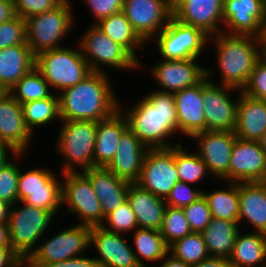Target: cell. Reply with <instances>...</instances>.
I'll return each instance as SVG.
<instances>
[{
  "label": "cell",
  "instance_id": "1",
  "mask_svg": "<svg viewBox=\"0 0 266 267\" xmlns=\"http://www.w3.org/2000/svg\"><path fill=\"white\" fill-rule=\"evenodd\" d=\"M118 110L125 117L127 128L149 149L171 148L168 139L178 133L177 114L173 93L153 90L135 105Z\"/></svg>",
  "mask_w": 266,
  "mask_h": 267
},
{
  "label": "cell",
  "instance_id": "2",
  "mask_svg": "<svg viewBox=\"0 0 266 267\" xmlns=\"http://www.w3.org/2000/svg\"><path fill=\"white\" fill-rule=\"evenodd\" d=\"M104 72L92 71L75 86L61 93L58 91L61 120L99 122L118 110L120 100L114 94L107 72Z\"/></svg>",
  "mask_w": 266,
  "mask_h": 267
},
{
  "label": "cell",
  "instance_id": "3",
  "mask_svg": "<svg viewBox=\"0 0 266 267\" xmlns=\"http://www.w3.org/2000/svg\"><path fill=\"white\" fill-rule=\"evenodd\" d=\"M210 41L217 48V68L222 80L219 83L243 90L262 57V37L221 32L211 36Z\"/></svg>",
  "mask_w": 266,
  "mask_h": 267
},
{
  "label": "cell",
  "instance_id": "4",
  "mask_svg": "<svg viewBox=\"0 0 266 267\" xmlns=\"http://www.w3.org/2000/svg\"><path fill=\"white\" fill-rule=\"evenodd\" d=\"M61 123L55 146L63 159L61 174L78 172V168L83 172L94 167L97 122L61 120Z\"/></svg>",
  "mask_w": 266,
  "mask_h": 267
},
{
  "label": "cell",
  "instance_id": "5",
  "mask_svg": "<svg viewBox=\"0 0 266 267\" xmlns=\"http://www.w3.org/2000/svg\"><path fill=\"white\" fill-rule=\"evenodd\" d=\"M66 48L43 51L35 56V68L44 80L61 92L87 77L92 71L84 59L80 48Z\"/></svg>",
  "mask_w": 266,
  "mask_h": 267
},
{
  "label": "cell",
  "instance_id": "6",
  "mask_svg": "<svg viewBox=\"0 0 266 267\" xmlns=\"http://www.w3.org/2000/svg\"><path fill=\"white\" fill-rule=\"evenodd\" d=\"M55 217L50 211L22 202L11 205L8 221L11 248L25 261Z\"/></svg>",
  "mask_w": 266,
  "mask_h": 267
},
{
  "label": "cell",
  "instance_id": "7",
  "mask_svg": "<svg viewBox=\"0 0 266 267\" xmlns=\"http://www.w3.org/2000/svg\"><path fill=\"white\" fill-rule=\"evenodd\" d=\"M70 4V0H65L56 9L25 19L26 43L35 56L62 47L60 42L74 29L73 7Z\"/></svg>",
  "mask_w": 266,
  "mask_h": 267
},
{
  "label": "cell",
  "instance_id": "8",
  "mask_svg": "<svg viewBox=\"0 0 266 267\" xmlns=\"http://www.w3.org/2000/svg\"><path fill=\"white\" fill-rule=\"evenodd\" d=\"M77 44L93 72L103 73L102 65L131 71H137L142 66L123 46L106 36L95 24H91Z\"/></svg>",
  "mask_w": 266,
  "mask_h": 267
},
{
  "label": "cell",
  "instance_id": "9",
  "mask_svg": "<svg viewBox=\"0 0 266 267\" xmlns=\"http://www.w3.org/2000/svg\"><path fill=\"white\" fill-rule=\"evenodd\" d=\"M46 239L24 261V267H41L44 264L55 263L85 255L90 246L91 227L74 224ZM88 248V249H87Z\"/></svg>",
  "mask_w": 266,
  "mask_h": 267
},
{
  "label": "cell",
  "instance_id": "10",
  "mask_svg": "<svg viewBox=\"0 0 266 267\" xmlns=\"http://www.w3.org/2000/svg\"><path fill=\"white\" fill-rule=\"evenodd\" d=\"M154 37H157L158 53L163 60L198 59L205 46L210 44V36L202 29L184 24L173 16Z\"/></svg>",
  "mask_w": 266,
  "mask_h": 267
},
{
  "label": "cell",
  "instance_id": "11",
  "mask_svg": "<svg viewBox=\"0 0 266 267\" xmlns=\"http://www.w3.org/2000/svg\"><path fill=\"white\" fill-rule=\"evenodd\" d=\"M61 179L62 206H67V213L78 215L81 225L101 226L105 217L89 178L79 171L63 173Z\"/></svg>",
  "mask_w": 266,
  "mask_h": 267
},
{
  "label": "cell",
  "instance_id": "12",
  "mask_svg": "<svg viewBox=\"0 0 266 267\" xmlns=\"http://www.w3.org/2000/svg\"><path fill=\"white\" fill-rule=\"evenodd\" d=\"M202 80V96L205 115V131H234L237 122L238 100L234 102L231 92H240L231 86L216 84L211 77L213 70L206 67ZM210 69V70H209ZM212 80V81H211Z\"/></svg>",
  "mask_w": 266,
  "mask_h": 267
},
{
  "label": "cell",
  "instance_id": "13",
  "mask_svg": "<svg viewBox=\"0 0 266 267\" xmlns=\"http://www.w3.org/2000/svg\"><path fill=\"white\" fill-rule=\"evenodd\" d=\"M177 181L179 176L175 165V146L149 149L136 184L165 200Z\"/></svg>",
  "mask_w": 266,
  "mask_h": 267
},
{
  "label": "cell",
  "instance_id": "14",
  "mask_svg": "<svg viewBox=\"0 0 266 267\" xmlns=\"http://www.w3.org/2000/svg\"><path fill=\"white\" fill-rule=\"evenodd\" d=\"M223 27H227L223 33L262 37L266 28L265 0H224Z\"/></svg>",
  "mask_w": 266,
  "mask_h": 267
},
{
  "label": "cell",
  "instance_id": "15",
  "mask_svg": "<svg viewBox=\"0 0 266 267\" xmlns=\"http://www.w3.org/2000/svg\"><path fill=\"white\" fill-rule=\"evenodd\" d=\"M168 3L172 16L180 22L202 29L210 37L222 32L224 0H168Z\"/></svg>",
  "mask_w": 266,
  "mask_h": 267
},
{
  "label": "cell",
  "instance_id": "16",
  "mask_svg": "<svg viewBox=\"0 0 266 267\" xmlns=\"http://www.w3.org/2000/svg\"><path fill=\"white\" fill-rule=\"evenodd\" d=\"M122 11L145 43L155 39L172 16L168 0H124Z\"/></svg>",
  "mask_w": 266,
  "mask_h": 267
},
{
  "label": "cell",
  "instance_id": "17",
  "mask_svg": "<svg viewBox=\"0 0 266 267\" xmlns=\"http://www.w3.org/2000/svg\"><path fill=\"white\" fill-rule=\"evenodd\" d=\"M236 136L234 131H204L191 139L197 141V153L206 164L209 173L228 182L230 157Z\"/></svg>",
  "mask_w": 266,
  "mask_h": 267
},
{
  "label": "cell",
  "instance_id": "18",
  "mask_svg": "<svg viewBox=\"0 0 266 267\" xmlns=\"http://www.w3.org/2000/svg\"><path fill=\"white\" fill-rule=\"evenodd\" d=\"M228 182H266V153L259 141L236 138L230 157Z\"/></svg>",
  "mask_w": 266,
  "mask_h": 267
},
{
  "label": "cell",
  "instance_id": "19",
  "mask_svg": "<svg viewBox=\"0 0 266 267\" xmlns=\"http://www.w3.org/2000/svg\"><path fill=\"white\" fill-rule=\"evenodd\" d=\"M196 58L186 60H161L152 68L150 74L159 84L158 91L175 93L184 88L196 86L206 77V67L198 64Z\"/></svg>",
  "mask_w": 266,
  "mask_h": 267
},
{
  "label": "cell",
  "instance_id": "20",
  "mask_svg": "<svg viewBox=\"0 0 266 267\" xmlns=\"http://www.w3.org/2000/svg\"><path fill=\"white\" fill-rule=\"evenodd\" d=\"M123 237L102 226L91 227L90 247L99 255L95 258L99 267H141L131 244L128 245Z\"/></svg>",
  "mask_w": 266,
  "mask_h": 267
},
{
  "label": "cell",
  "instance_id": "21",
  "mask_svg": "<svg viewBox=\"0 0 266 267\" xmlns=\"http://www.w3.org/2000/svg\"><path fill=\"white\" fill-rule=\"evenodd\" d=\"M32 136L25 123L21 104L8 91H4L0 95V141L11 145L18 153H25L33 140Z\"/></svg>",
  "mask_w": 266,
  "mask_h": 267
},
{
  "label": "cell",
  "instance_id": "22",
  "mask_svg": "<svg viewBox=\"0 0 266 267\" xmlns=\"http://www.w3.org/2000/svg\"><path fill=\"white\" fill-rule=\"evenodd\" d=\"M148 150L149 148L127 129L121 135L116 153L106 168L118 178L136 183Z\"/></svg>",
  "mask_w": 266,
  "mask_h": 267
},
{
  "label": "cell",
  "instance_id": "23",
  "mask_svg": "<svg viewBox=\"0 0 266 267\" xmlns=\"http://www.w3.org/2000/svg\"><path fill=\"white\" fill-rule=\"evenodd\" d=\"M175 99L178 133L192 138L205 131V115L202 81L196 86L184 88L173 94Z\"/></svg>",
  "mask_w": 266,
  "mask_h": 267
},
{
  "label": "cell",
  "instance_id": "24",
  "mask_svg": "<svg viewBox=\"0 0 266 267\" xmlns=\"http://www.w3.org/2000/svg\"><path fill=\"white\" fill-rule=\"evenodd\" d=\"M83 173L92 183L104 217L127 200L130 182L118 178L106 167H92Z\"/></svg>",
  "mask_w": 266,
  "mask_h": 267
},
{
  "label": "cell",
  "instance_id": "25",
  "mask_svg": "<svg viewBox=\"0 0 266 267\" xmlns=\"http://www.w3.org/2000/svg\"><path fill=\"white\" fill-rule=\"evenodd\" d=\"M266 132V99L252 98L240 91L238 95L235 136L259 141Z\"/></svg>",
  "mask_w": 266,
  "mask_h": 267
},
{
  "label": "cell",
  "instance_id": "26",
  "mask_svg": "<svg viewBox=\"0 0 266 267\" xmlns=\"http://www.w3.org/2000/svg\"><path fill=\"white\" fill-rule=\"evenodd\" d=\"M242 220L266 234V182L239 183V226Z\"/></svg>",
  "mask_w": 266,
  "mask_h": 267
},
{
  "label": "cell",
  "instance_id": "27",
  "mask_svg": "<svg viewBox=\"0 0 266 267\" xmlns=\"http://www.w3.org/2000/svg\"><path fill=\"white\" fill-rule=\"evenodd\" d=\"M127 201L135 214L139 228L160 231L166 208L164 199L153 195L136 183H130Z\"/></svg>",
  "mask_w": 266,
  "mask_h": 267
},
{
  "label": "cell",
  "instance_id": "28",
  "mask_svg": "<svg viewBox=\"0 0 266 267\" xmlns=\"http://www.w3.org/2000/svg\"><path fill=\"white\" fill-rule=\"evenodd\" d=\"M127 122L117 110L109 118L97 122L94 147V167H106L113 159L121 135L127 130Z\"/></svg>",
  "mask_w": 266,
  "mask_h": 267
},
{
  "label": "cell",
  "instance_id": "29",
  "mask_svg": "<svg viewBox=\"0 0 266 267\" xmlns=\"http://www.w3.org/2000/svg\"><path fill=\"white\" fill-rule=\"evenodd\" d=\"M35 67V55L27 43L0 50V87L9 91Z\"/></svg>",
  "mask_w": 266,
  "mask_h": 267
},
{
  "label": "cell",
  "instance_id": "30",
  "mask_svg": "<svg viewBox=\"0 0 266 267\" xmlns=\"http://www.w3.org/2000/svg\"><path fill=\"white\" fill-rule=\"evenodd\" d=\"M228 260L231 267H266V234L240 229Z\"/></svg>",
  "mask_w": 266,
  "mask_h": 267
},
{
  "label": "cell",
  "instance_id": "31",
  "mask_svg": "<svg viewBox=\"0 0 266 267\" xmlns=\"http://www.w3.org/2000/svg\"><path fill=\"white\" fill-rule=\"evenodd\" d=\"M95 25L106 36L123 46L139 64H142L136 51L143 50L145 42L135 32L123 11L101 19Z\"/></svg>",
  "mask_w": 266,
  "mask_h": 267
},
{
  "label": "cell",
  "instance_id": "32",
  "mask_svg": "<svg viewBox=\"0 0 266 267\" xmlns=\"http://www.w3.org/2000/svg\"><path fill=\"white\" fill-rule=\"evenodd\" d=\"M239 227L238 221H226L212 217L202 232L209 255L228 259L240 231Z\"/></svg>",
  "mask_w": 266,
  "mask_h": 267
},
{
  "label": "cell",
  "instance_id": "33",
  "mask_svg": "<svg viewBox=\"0 0 266 267\" xmlns=\"http://www.w3.org/2000/svg\"><path fill=\"white\" fill-rule=\"evenodd\" d=\"M134 253L141 267H145V262L161 261L168 254V246L165 243L160 231L148 228H137L133 231ZM144 259V260H143Z\"/></svg>",
  "mask_w": 266,
  "mask_h": 267
},
{
  "label": "cell",
  "instance_id": "34",
  "mask_svg": "<svg viewBox=\"0 0 266 267\" xmlns=\"http://www.w3.org/2000/svg\"><path fill=\"white\" fill-rule=\"evenodd\" d=\"M226 189L213 190L212 193L203 191L211 215L226 221H238L239 216V183L228 182Z\"/></svg>",
  "mask_w": 266,
  "mask_h": 267
},
{
  "label": "cell",
  "instance_id": "35",
  "mask_svg": "<svg viewBox=\"0 0 266 267\" xmlns=\"http://www.w3.org/2000/svg\"><path fill=\"white\" fill-rule=\"evenodd\" d=\"M23 117L29 130L34 133V129L41 126L50 125L56 119L61 121L59 114V98L53 94L45 99L26 102L21 104Z\"/></svg>",
  "mask_w": 266,
  "mask_h": 267
},
{
  "label": "cell",
  "instance_id": "36",
  "mask_svg": "<svg viewBox=\"0 0 266 267\" xmlns=\"http://www.w3.org/2000/svg\"><path fill=\"white\" fill-rule=\"evenodd\" d=\"M47 189H62V181L50 169L33 168L23 173L19 168L18 202H22L31 192Z\"/></svg>",
  "mask_w": 266,
  "mask_h": 267
},
{
  "label": "cell",
  "instance_id": "37",
  "mask_svg": "<svg viewBox=\"0 0 266 267\" xmlns=\"http://www.w3.org/2000/svg\"><path fill=\"white\" fill-rule=\"evenodd\" d=\"M51 88L41 73L34 67L25 74L8 92L19 103L41 100L50 97Z\"/></svg>",
  "mask_w": 266,
  "mask_h": 267
},
{
  "label": "cell",
  "instance_id": "38",
  "mask_svg": "<svg viewBox=\"0 0 266 267\" xmlns=\"http://www.w3.org/2000/svg\"><path fill=\"white\" fill-rule=\"evenodd\" d=\"M184 145L175 146V165L178 171L179 180L185 183L194 184L201 182L209 171L206 164L196 152L186 151Z\"/></svg>",
  "mask_w": 266,
  "mask_h": 267
},
{
  "label": "cell",
  "instance_id": "39",
  "mask_svg": "<svg viewBox=\"0 0 266 267\" xmlns=\"http://www.w3.org/2000/svg\"><path fill=\"white\" fill-rule=\"evenodd\" d=\"M168 253L189 265H195L210 255L202 233L192 232L168 247Z\"/></svg>",
  "mask_w": 266,
  "mask_h": 267
},
{
  "label": "cell",
  "instance_id": "40",
  "mask_svg": "<svg viewBox=\"0 0 266 267\" xmlns=\"http://www.w3.org/2000/svg\"><path fill=\"white\" fill-rule=\"evenodd\" d=\"M160 233L168 247L192 233L183 208L166 206Z\"/></svg>",
  "mask_w": 266,
  "mask_h": 267
},
{
  "label": "cell",
  "instance_id": "41",
  "mask_svg": "<svg viewBox=\"0 0 266 267\" xmlns=\"http://www.w3.org/2000/svg\"><path fill=\"white\" fill-rule=\"evenodd\" d=\"M24 154L25 153L16 154L13 160L0 168V200L10 205H14L18 202L19 166L15 161L22 158Z\"/></svg>",
  "mask_w": 266,
  "mask_h": 267
},
{
  "label": "cell",
  "instance_id": "42",
  "mask_svg": "<svg viewBox=\"0 0 266 267\" xmlns=\"http://www.w3.org/2000/svg\"><path fill=\"white\" fill-rule=\"evenodd\" d=\"M101 226L107 231L123 235L138 228L135 214L127 200L109 213Z\"/></svg>",
  "mask_w": 266,
  "mask_h": 267
},
{
  "label": "cell",
  "instance_id": "43",
  "mask_svg": "<svg viewBox=\"0 0 266 267\" xmlns=\"http://www.w3.org/2000/svg\"><path fill=\"white\" fill-rule=\"evenodd\" d=\"M192 232L202 233L212 219L208 202L204 195L188 206L183 207Z\"/></svg>",
  "mask_w": 266,
  "mask_h": 267
},
{
  "label": "cell",
  "instance_id": "44",
  "mask_svg": "<svg viewBox=\"0 0 266 267\" xmlns=\"http://www.w3.org/2000/svg\"><path fill=\"white\" fill-rule=\"evenodd\" d=\"M26 43V20L16 16L0 24V50Z\"/></svg>",
  "mask_w": 266,
  "mask_h": 267
},
{
  "label": "cell",
  "instance_id": "45",
  "mask_svg": "<svg viewBox=\"0 0 266 267\" xmlns=\"http://www.w3.org/2000/svg\"><path fill=\"white\" fill-rule=\"evenodd\" d=\"M192 184L177 181L165 199L166 206L173 208H183L196 201L203 195V190H199ZM197 188V189H196Z\"/></svg>",
  "mask_w": 266,
  "mask_h": 267
},
{
  "label": "cell",
  "instance_id": "46",
  "mask_svg": "<svg viewBox=\"0 0 266 267\" xmlns=\"http://www.w3.org/2000/svg\"><path fill=\"white\" fill-rule=\"evenodd\" d=\"M62 189H47V191L31 192L22 203L50 211L54 216L62 206Z\"/></svg>",
  "mask_w": 266,
  "mask_h": 267
},
{
  "label": "cell",
  "instance_id": "47",
  "mask_svg": "<svg viewBox=\"0 0 266 267\" xmlns=\"http://www.w3.org/2000/svg\"><path fill=\"white\" fill-rule=\"evenodd\" d=\"M242 92L252 98L266 99V58L263 56L255 64L249 82Z\"/></svg>",
  "mask_w": 266,
  "mask_h": 267
},
{
  "label": "cell",
  "instance_id": "48",
  "mask_svg": "<svg viewBox=\"0 0 266 267\" xmlns=\"http://www.w3.org/2000/svg\"><path fill=\"white\" fill-rule=\"evenodd\" d=\"M65 0H14L16 15L28 18L33 15L51 11L60 6Z\"/></svg>",
  "mask_w": 266,
  "mask_h": 267
},
{
  "label": "cell",
  "instance_id": "49",
  "mask_svg": "<svg viewBox=\"0 0 266 267\" xmlns=\"http://www.w3.org/2000/svg\"><path fill=\"white\" fill-rule=\"evenodd\" d=\"M95 19L96 24L101 19L123 10L124 0H84Z\"/></svg>",
  "mask_w": 266,
  "mask_h": 267
},
{
  "label": "cell",
  "instance_id": "50",
  "mask_svg": "<svg viewBox=\"0 0 266 267\" xmlns=\"http://www.w3.org/2000/svg\"><path fill=\"white\" fill-rule=\"evenodd\" d=\"M41 267H99V264L95 257L79 255L64 261L44 264Z\"/></svg>",
  "mask_w": 266,
  "mask_h": 267
},
{
  "label": "cell",
  "instance_id": "51",
  "mask_svg": "<svg viewBox=\"0 0 266 267\" xmlns=\"http://www.w3.org/2000/svg\"><path fill=\"white\" fill-rule=\"evenodd\" d=\"M0 267H24V260L11 247H0Z\"/></svg>",
  "mask_w": 266,
  "mask_h": 267
},
{
  "label": "cell",
  "instance_id": "52",
  "mask_svg": "<svg viewBox=\"0 0 266 267\" xmlns=\"http://www.w3.org/2000/svg\"><path fill=\"white\" fill-rule=\"evenodd\" d=\"M14 0H0V24L15 18Z\"/></svg>",
  "mask_w": 266,
  "mask_h": 267
},
{
  "label": "cell",
  "instance_id": "53",
  "mask_svg": "<svg viewBox=\"0 0 266 267\" xmlns=\"http://www.w3.org/2000/svg\"><path fill=\"white\" fill-rule=\"evenodd\" d=\"M191 267H231V264L227 258L209 256Z\"/></svg>",
  "mask_w": 266,
  "mask_h": 267
},
{
  "label": "cell",
  "instance_id": "54",
  "mask_svg": "<svg viewBox=\"0 0 266 267\" xmlns=\"http://www.w3.org/2000/svg\"><path fill=\"white\" fill-rule=\"evenodd\" d=\"M8 152L12 153L10 156L13 158L18 151H16L11 145L0 141V168L10 162L12 159L8 157Z\"/></svg>",
  "mask_w": 266,
  "mask_h": 267
},
{
  "label": "cell",
  "instance_id": "55",
  "mask_svg": "<svg viewBox=\"0 0 266 267\" xmlns=\"http://www.w3.org/2000/svg\"><path fill=\"white\" fill-rule=\"evenodd\" d=\"M162 261L163 262L156 267H191V265L186 264L183 261L174 258L169 253L162 259Z\"/></svg>",
  "mask_w": 266,
  "mask_h": 267
},
{
  "label": "cell",
  "instance_id": "56",
  "mask_svg": "<svg viewBox=\"0 0 266 267\" xmlns=\"http://www.w3.org/2000/svg\"><path fill=\"white\" fill-rule=\"evenodd\" d=\"M0 247H11L8 223H0Z\"/></svg>",
  "mask_w": 266,
  "mask_h": 267
},
{
  "label": "cell",
  "instance_id": "57",
  "mask_svg": "<svg viewBox=\"0 0 266 267\" xmlns=\"http://www.w3.org/2000/svg\"><path fill=\"white\" fill-rule=\"evenodd\" d=\"M11 205L0 200V223H8Z\"/></svg>",
  "mask_w": 266,
  "mask_h": 267
},
{
  "label": "cell",
  "instance_id": "58",
  "mask_svg": "<svg viewBox=\"0 0 266 267\" xmlns=\"http://www.w3.org/2000/svg\"><path fill=\"white\" fill-rule=\"evenodd\" d=\"M262 56L266 58V28L262 35Z\"/></svg>",
  "mask_w": 266,
  "mask_h": 267
},
{
  "label": "cell",
  "instance_id": "59",
  "mask_svg": "<svg viewBox=\"0 0 266 267\" xmlns=\"http://www.w3.org/2000/svg\"><path fill=\"white\" fill-rule=\"evenodd\" d=\"M261 148L265 151L266 153V132L262 135L261 139L259 140Z\"/></svg>",
  "mask_w": 266,
  "mask_h": 267
},
{
  "label": "cell",
  "instance_id": "60",
  "mask_svg": "<svg viewBox=\"0 0 266 267\" xmlns=\"http://www.w3.org/2000/svg\"><path fill=\"white\" fill-rule=\"evenodd\" d=\"M4 92V90L0 87V95Z\"/></svg>",
  "mask_w": 266,
  "mask_h": 267
}]
</instances>
